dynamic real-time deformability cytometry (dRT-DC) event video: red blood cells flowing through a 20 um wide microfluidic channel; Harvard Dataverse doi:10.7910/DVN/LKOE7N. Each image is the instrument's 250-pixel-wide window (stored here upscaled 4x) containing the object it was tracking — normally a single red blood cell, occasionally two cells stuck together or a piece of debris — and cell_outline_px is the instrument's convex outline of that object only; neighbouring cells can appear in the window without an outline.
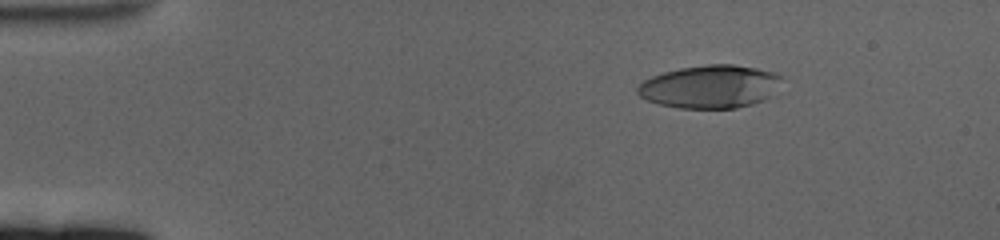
{"species": "human", "species_latin": "Homo sapiens", "temperature_condition": "cold", "stored_images_in_passage": 62, "camera_frame_rate_fps": 3000, "um_per_image_px": 0.085, "donor": {"sex": "female"}, "frame": {"image": 1, "passage_image": 10, "time_ms": 3.0, "image_size_px": [1000, 240], "cell_outline_px": [[780, 76], [768, 96], [764, 100], [752, 104], [736, 108], [676, 108], [660, 104], [648, 100], [640, 96], [636, 92], [636, 88], [644, 80], [652, 76], [664, 72], [680, 68], [704, 64], [732, 64], [756, 68], [772, 72]], "centroid_in_image_um": [60.26, 7.36], "position_along_channel_um": 24.7, "area_um2": 35.6}}
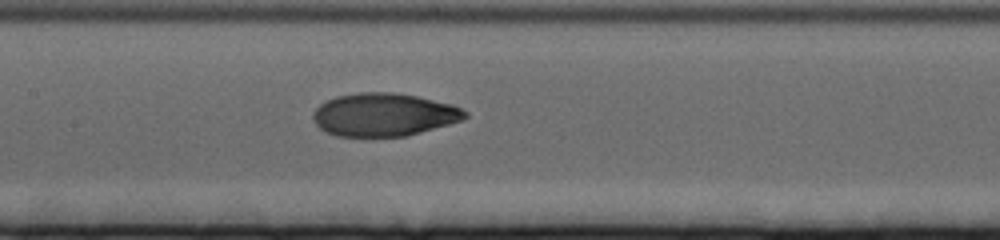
{"frame": {"image": 2, "passage_image": 31, "time_ms": 10.0, "image_size_px": [1000, 240], "cell_outline_px": [[468, 116], [464, 120], [420, 132], [404, 136], [336, 136], [320, 128], [316, 124], [312, 116], [312, 112], [320, 104], [336, 96], [360, 92], [392, 92], [416, 96], [452, 104], [468, 112]], "centroid_in_image_um": [32.63, 9.74], "position_along_channel_um": 174.8, "area_um2": 37.97}}
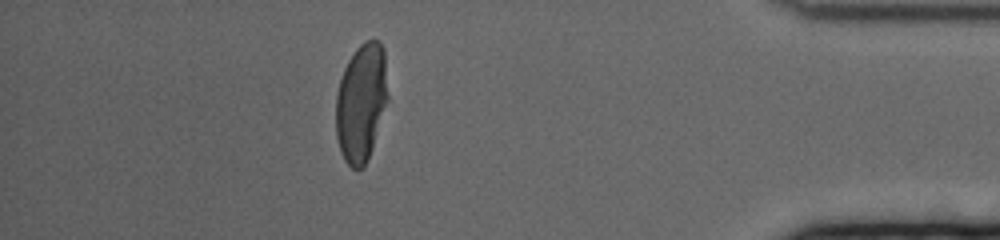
{"frame": {"image": 3, "passage_image": 55, "time_ms": 18.0, "image_size_px": [1000, 240], "cell_outline_px": [[388, 100], [368, 160], [360, 168], [352, 168], [344, 160], [340, 152], [336, 136], [336, 96], [340, 80], [344, 68], [348, 60], [356, 48], [364, 40], [380, 40], [384, 52], [388, 96]], "centroid_in_image_um": [30.7, 8.7], "position_along_channel_um": 404.5, "area_um2": 35.84}, "authors_computed_cell_mechanics": {"area_um2": 37.5989, "velocity_mm_per_s": 3.366, "shape_relaxation_time_tau1_ms": 6.9296, "shape_relaxation_time_tau2_ms": 0.8548, "deformation_change_tau1": 0.2536, "deformation_change_tau2": 0.0482}}